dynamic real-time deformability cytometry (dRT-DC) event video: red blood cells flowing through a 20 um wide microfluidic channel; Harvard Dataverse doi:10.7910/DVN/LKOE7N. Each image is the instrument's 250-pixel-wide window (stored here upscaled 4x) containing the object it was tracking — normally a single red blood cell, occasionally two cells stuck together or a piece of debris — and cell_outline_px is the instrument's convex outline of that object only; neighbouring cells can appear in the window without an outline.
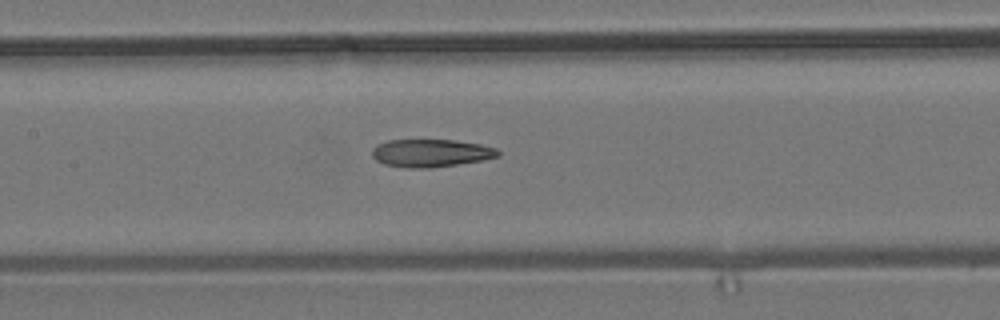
{"species": "common noctule bat (a hibernating species)", "species_latin": "Nyctalus noctula", "temperature_condition": "room temperature", "stored_images_in_passage": 7, "camera_frame_rate_fps": 3000, "um_per_image_px": 0.085, "animal": {"sex": "male", "body_mass_g": 19.2, "forearm_length_mm": 51.8}, "frame": {"image": 1, "passage_image": 7, "time_ms": 4.0, "image_size_px": [1000, 320], "cell_outline_px": [[500, 156], [480, 160], [432, 168], [408, 168], [384, 164], [376, 160], [372, 156], [372, 148], [376, 144], [388, 140], [452, 140], [480, 144], [496, 148], [500, 152]], "centroid_in_image_um": [36.59, 13.01], "position_along_channel_um": 170.8, "area_um2": 20.35}}